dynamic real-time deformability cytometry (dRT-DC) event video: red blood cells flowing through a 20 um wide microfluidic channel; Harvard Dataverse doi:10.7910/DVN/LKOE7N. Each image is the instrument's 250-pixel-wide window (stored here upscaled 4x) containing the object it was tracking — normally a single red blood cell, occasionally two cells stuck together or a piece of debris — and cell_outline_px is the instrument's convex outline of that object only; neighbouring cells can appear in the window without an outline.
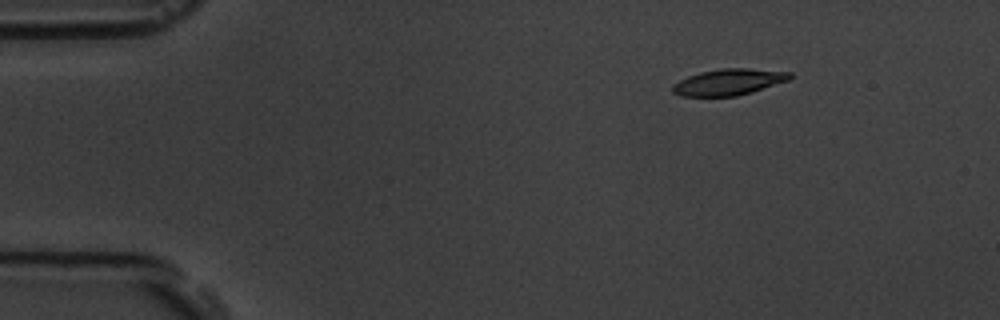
{"species": "common noctule bat (a hibernating species)", "species_latin": "Nyctalus noctula", "temperature_condition": "room temperature", "stored_images_in_passage": 3, "camera_frame_rate_fps": 3000, "um_per_image_px": 0.085, "animal": {"sex": "male", "body_mass_g": 19.5, "forearm_length_mm": 54.6}, "frame": {"image": 1, "passage_image": 1, "time_ms": 0.0, "image_size_px": [1000, 320], "cell_outline_px": [[792, 76], [788, 80], [752, 92], [736, 96], [680, 96], [672, 92], [672, 84], [688, 76], [700, 72], [720, 68], [748, 68], [792, 72]], "centroid_in_image_um": [61.92, 6.97], "position_along_channel_um": 23.1, "area_um2": 17.98}}
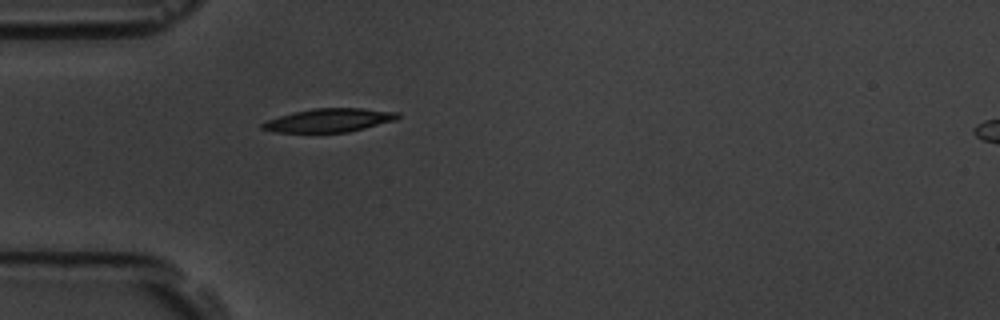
{"frame": {"image": 2, "passage_image": 3, "time_ms": 3.0, "image_size_px": [1000, 320], "cell_outline_px": [[400, 116], [396, 120], [348, 132], [276, 132], [260, 128], [260, 124], [268, 120], [280, 116], [312, 108], [360, 108], [400, 112]], "centroid_in_image_um": [28.0, 10.22], "position_along_channel_um": 57.0, "area_um2": 18.38}}